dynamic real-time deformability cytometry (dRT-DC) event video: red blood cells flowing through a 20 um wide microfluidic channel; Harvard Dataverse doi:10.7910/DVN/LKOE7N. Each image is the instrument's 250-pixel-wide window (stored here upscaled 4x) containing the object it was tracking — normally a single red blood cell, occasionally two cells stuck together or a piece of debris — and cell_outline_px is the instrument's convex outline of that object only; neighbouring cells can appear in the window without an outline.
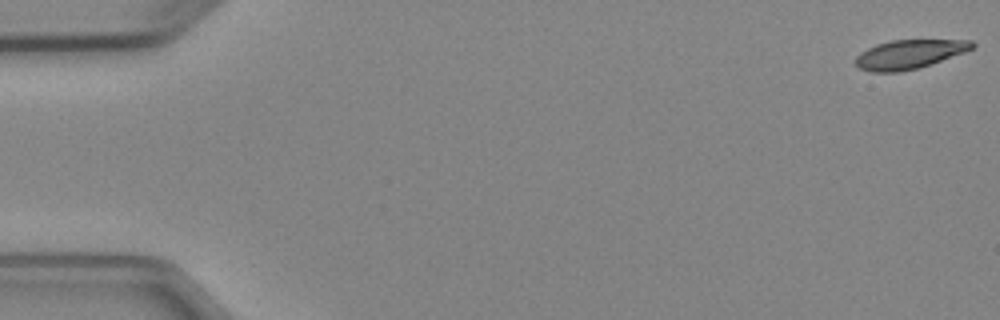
{"species": "Egyptian fruit bat (a non-hibernating species)", "species_latin": "Rousettus aegyptiacus", "temperature_condition": "cold", "stored_images_in_passage": 5, "segment_of_instrument_passage": [1, 2], "camera_frame_rate_fps": 3000, "um_per_image_px": 0.085, "animal": {"sex": "female"}, "frame": {"image": 1, "passage_image": 1, "time_ms": 0.0, "image_size_px": [1000, 320], "cell_outline_px": [[976, 44], [972, 48], [964, 52], [920, 68], [900, 72], [872, 72], [860, 68], [856, 64], [856, 56], [860, 52], [876, 44], [892, 40], [972, 40]], "centroid_in_image_um": [77.28, 4.61], "position_along_channel_um": 7.7, "area_um2": 19.65}}
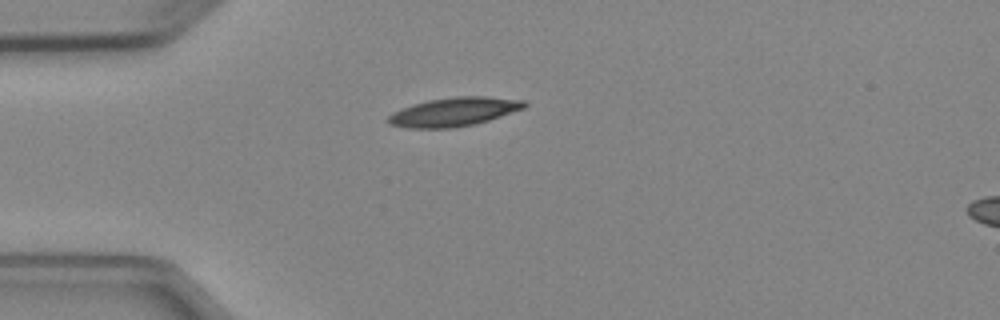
{"frame": {"image": 2, "passage_image": 4, "time_ms": 4.333, "image_size_px": [1000, 320], "cell_outline_px": [[528, 104], [524, 108], [476, 124], [452, 128], [408, 128], [388, 124], [388, 116], [392, 112], [412, 104], [428, 100], [456, 96], [488, 96], [524, 100]], "centroid_in_image_um": [38.58, 9.5], "position_along_channel_um": 46.4, "area_um2": 22.89}}